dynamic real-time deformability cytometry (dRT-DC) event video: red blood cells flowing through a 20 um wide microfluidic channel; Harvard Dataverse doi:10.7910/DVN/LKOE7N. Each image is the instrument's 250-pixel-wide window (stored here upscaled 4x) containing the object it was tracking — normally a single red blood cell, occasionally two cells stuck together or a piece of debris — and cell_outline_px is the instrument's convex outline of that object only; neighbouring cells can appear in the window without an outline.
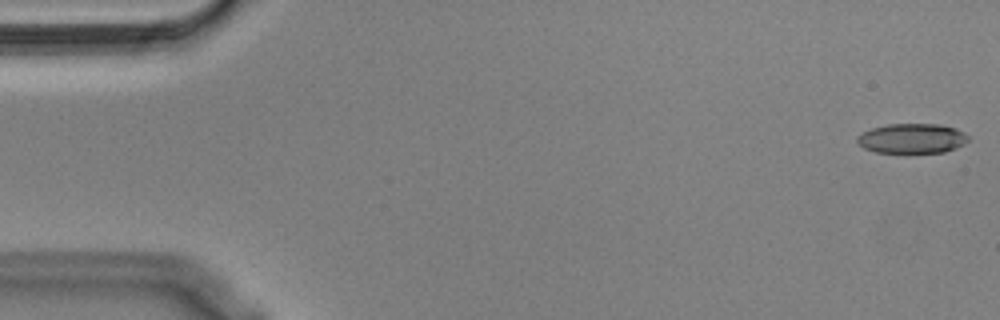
{"species": "Egyptian fruit bat (a non-hibernating species)", "species_latin": "Rousettus aegyptiacus", "temperature_condition": "cold", "stored_images_in_passage": 55, "camera_frame_rate_fps": 3000, "um_per_image_px": 0.085, "animal": {"sex": "male"}, "frame": {"image": 1, "passage_image": 1, "time_ms": 0.0, "image_size_px": [1000, 320], "cell_outline_px": [[968, 140], [964, 144], [956, 148], [944, 152], [908, 156], [904, 156], [876, 152], [864, 148], [856, 140], [856, 136], [872, 128], [888, 124], [940, 124], [956, 128], [964, 132], [968, 136]], "centroid_in_image_um": [77.53, 11.82], "position_along_channel_um": 7.5, "area_um2": 20.23}}
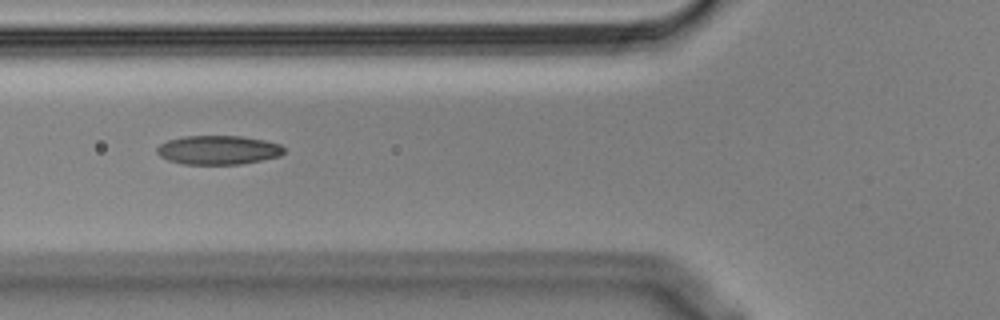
{"frame": {"image": 2, "passage_image": 20, "time_ms": 6.333, "image_size_px": [1000, 320], "cell_outline_px": [[284, 152], [280, 156], [240, 164], [180, 164], [168, 160], [160, 156], [156, 152], [156, 148], [160, 144], [168, 140], [184, 136], [240, 136], [264, 140], [280, 144], [284, 148]], "centroid_in_image_um": [18.52, 12.75], "position_along_channel_um": 107.3, "area_um2": 21.44}}
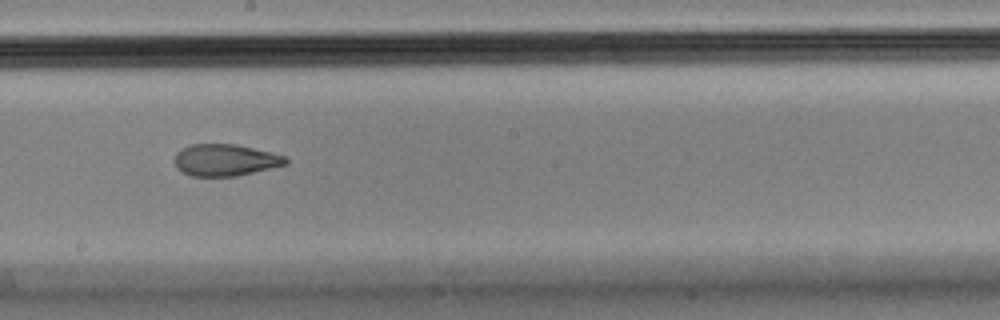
{"frame": {"image": 3, "passage_image": 30, "time_ms": 9.667, "image_size_px": [1000, 320], "cell_outline_px": [[288, 164], [236, 176], [192, 176], [180, 172], [176, 168], [176, 152], [180, 148], [188, 144], [236, 144], [272, 152], [288, 156]], "centroid_in_image_um": [19.15, 13.59], "position_along_channel_um": 229.1, "area_um2": 20.81}, "authors_computed_cell_mechanics": {"area_um2": 21.6172, "velocity_mm_per_s": 3.6421, "shape_relaxation_time_tau1_ms": null, "shape_relaxation_time_tau2_ms": 3.753, "deformation_change_tau1": null, "deformation_change_tau2": 0.1196}}